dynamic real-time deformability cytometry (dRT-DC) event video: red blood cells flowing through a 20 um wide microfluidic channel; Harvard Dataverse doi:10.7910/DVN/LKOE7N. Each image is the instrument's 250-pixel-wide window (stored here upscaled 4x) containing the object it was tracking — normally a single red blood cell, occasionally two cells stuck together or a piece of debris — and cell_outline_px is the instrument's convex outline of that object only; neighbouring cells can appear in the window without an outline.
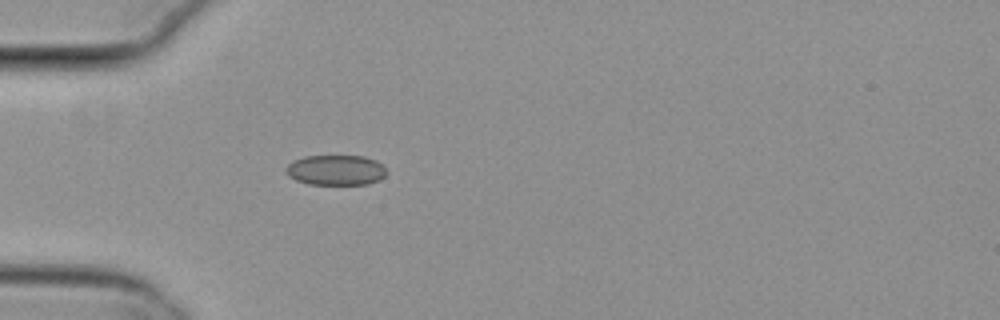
{"species": "common noctule bat (a hibernating species)", "species_latin": "Nyctalus noctula", "temperature_condition": "cold", "stored_images_in_passage": 4, "camera_frame_rate_fps": 3000, "um_per_image_px": 0.085, "animal": {"sex": "female", "body_mass_g": 29.2, "forearm_length_mm": 56.3}, "frame": {"image": 1, "passage_image": 4, "time_ms": 1.0, "image_size_px": [1000, 320], "cell_outline_px": [[388, 172], [380, 180], [368, 184], [308, 184], [296, 180], [288, 176], [284, 172], [284, 168], [292, 160], [304, 156], [364, 156], [376, 160]], "centroid_in_image_um": [28.51, 14.45], "position_along_channel_um": 56.5, "area_um2": 17.92}}